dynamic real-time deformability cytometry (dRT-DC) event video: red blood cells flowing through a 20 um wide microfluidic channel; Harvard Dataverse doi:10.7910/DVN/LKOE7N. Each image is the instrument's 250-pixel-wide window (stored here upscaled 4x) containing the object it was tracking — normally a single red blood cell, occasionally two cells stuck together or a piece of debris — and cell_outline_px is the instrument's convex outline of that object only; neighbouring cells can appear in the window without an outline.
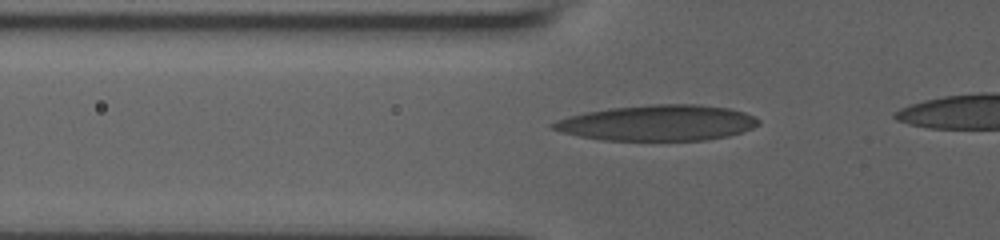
{"species": "human", "species_latin": "Homo sapiens", "temperature_condition": "room temperature", "stored_images_in_passage": 35, "camera_frame_rate_fps": 3000, "um_per_image_px": 0.085, "donor": {"sex": "male"}, "frame": {"image": 1, "passage_image": 5, "time_ms": 1.333, "image_size_px": [1000, 240], "cell_outline_px": [[760, 124], [752, 128], [728, 136], [704, 140], [604, 140], [580, 136], [560, 132], [552, 128], [548, 124], [556, 120], [568, 116], [584, 112], [608, 108], [652, 104], [700, 104], [728, 108], [744, 112], [756, 116], [760, 120]], "centroid_in_image_um": [55.89, 10.43], "position_along_channel_um": 69.9, "area_um2": 42.95}}
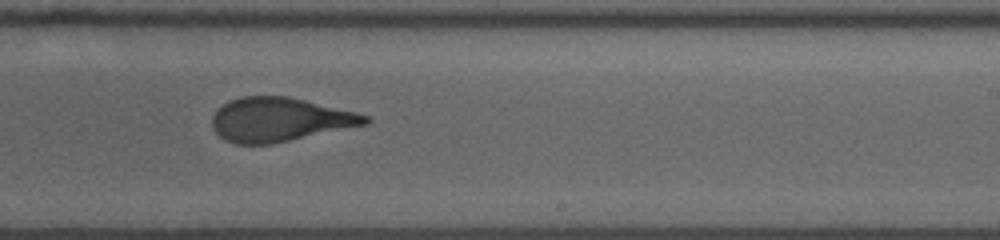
{"frame": {"image": 2, "passage_image": 21, "time_ms": 6.667, "image_size_px": [1000, 240], "cell_outline_px": [[372, 120], [368, 124], [268, 144], [236, 144], [224, 140], [212, 128], [212, 116], [228, 100], [240, 96], [288, 96], [356, 112], [368, 116]], "centroid_in_image_um": [23.75, 10.15], "position_along_channel_um": 265.3, "area_um2": 38.9}}
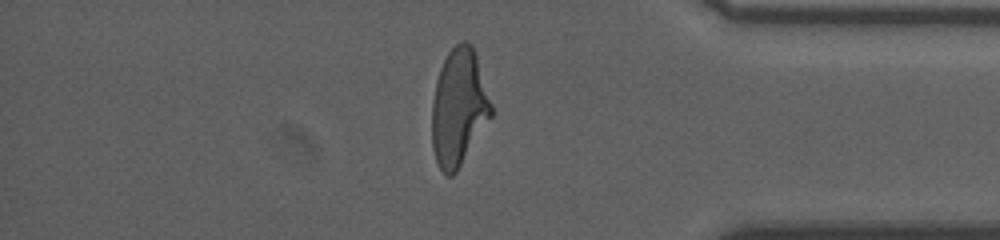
{"frame": {"image": 3, "passage_image": 33, "time_ms": 10.667, "image_size_px": [1000, 240], "cell_outline_px": [[492, 116], [456, 172], [452, 176], [444, 176], [436, 160], [432, 148], [432, 100], [436, 80], [440, 68], [448, 52], [460, 40], [468, 40], [472, 44], [492, 104]], "centroid_in_image_um": [38.98, 9.13], "position_along_channel_um": 396.2, "area_um2": 40.4}}